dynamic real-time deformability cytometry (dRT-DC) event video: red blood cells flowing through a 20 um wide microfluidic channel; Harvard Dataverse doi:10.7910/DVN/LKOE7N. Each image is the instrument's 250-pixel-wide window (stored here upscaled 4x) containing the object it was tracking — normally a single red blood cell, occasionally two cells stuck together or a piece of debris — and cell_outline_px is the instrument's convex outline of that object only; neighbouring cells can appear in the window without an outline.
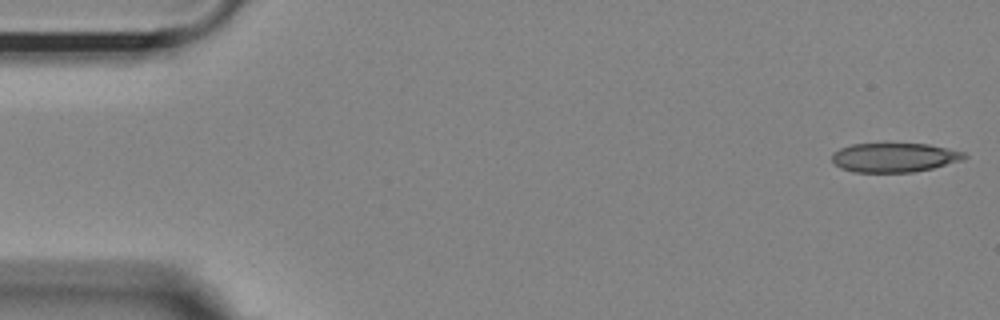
{"species": "Egyptian fruit bat (a non-hibernating species)", "species_latin": "Rousettus aegyptiacus", "temperature_condition": "room temperature", "stored_images_in_passage": 54, "camera_frame_rate_fps": 3000, "um_per_image_px": 0.085, "animal": {"sex": "female"}, "frame": {"image": 1, "passage_image": 1, "time_ms": 0.0, "image_size_px": [1000, 320], "cell_outline_px": [[968, 156], [964, 160], [932, 168], [912, 172], [852, 172], [840, 168], [832, 160], [832, 152], [840, 148], [852, 144], [884, 140], [928, 144], [964, 152]], "centroid_in_image_um": [75.99, 13.33], "position_along_channel_um": 9.0, "area_um2": 23.58}}
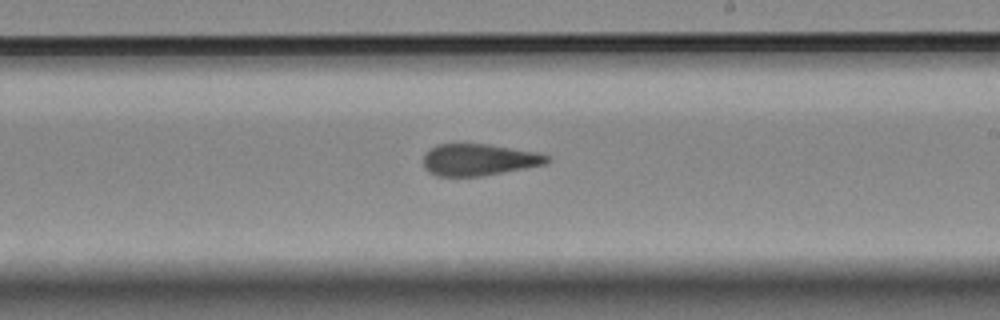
{"frame": {"image": 2, "passage_image": 31, "time_ms": 10.0, "image_size_px": [1000, 320], "cell_outline_px": [[552, 160], [544, 164], [480, 176], [436, 176], [428, 172], [424, 168], [424, 156], [436, 144], [456, 140], [488, 144], [536, 152], [548, 156]], "centroid_in_image_um": [40.63, 13.53], "position_along_channel_um": 248.4, "area_um2": 23.29}}
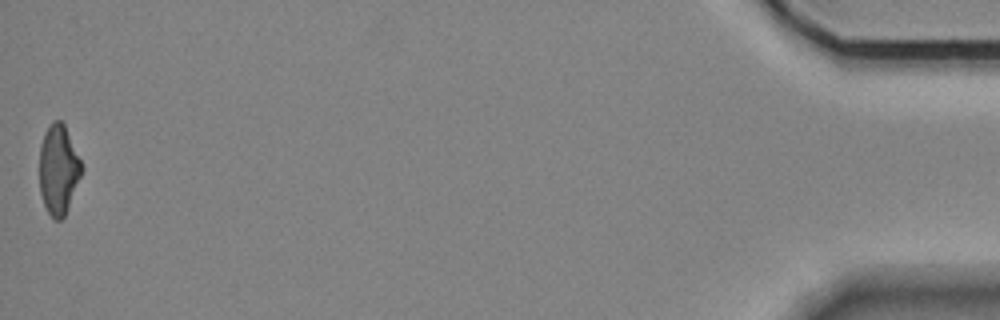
{"frame": {"image": 3, "passage_image": 54, "time_ms": 17.667, "image_size_px": [1000, 320], "cell_outline_px": [[84, 168], [68, 208], [64, 216], [60, 220], [56, 220], [48, 212], [44, 204], [40, 192], [40, 144], [44, 132], [48, 124], [52, 120], [60, 120], [64, 124]], "centroid_in_image_um": [4.97, 14.38], "position_along_channel_um": 430.2, "area_um2": 21.96}, "authors_computed_cell_mechanics": {"area_um2": 23.698, "velocity_mm_per_s": 3.6098, "shape_relaxation_time_tau1_ms": 7.069, "shape_relaxation_time_tau2_ms": 1.8182, "deformation_change_tau1": 0.1603, "deformation_change_tau2": 0.1048}}